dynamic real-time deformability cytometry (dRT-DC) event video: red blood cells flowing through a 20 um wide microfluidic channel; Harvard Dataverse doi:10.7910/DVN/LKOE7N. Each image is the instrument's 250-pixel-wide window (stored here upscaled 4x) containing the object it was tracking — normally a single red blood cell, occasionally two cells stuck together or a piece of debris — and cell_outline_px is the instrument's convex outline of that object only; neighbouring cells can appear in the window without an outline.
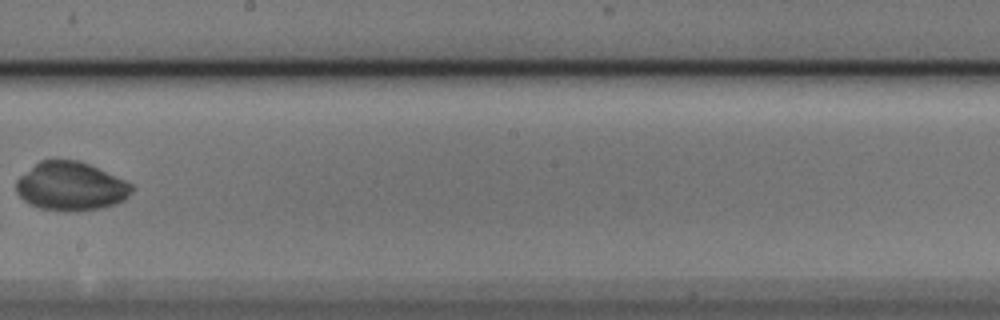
{"species": "Egyptian fruit bat (a non-hibernating species)", "species_latin": "Rousettus aegyptiacus", "temperature_condition": "cold", "stored_images_in_passage": 10, "camera_frame_rate_fps": 3000, "um_per_image_px": 0.085, "animal": {"sex": "male"}, "frame": {"image": 1, "passage_image": 9, "time_ms": 2.667, "image_size_px": [1000, 320], "cell_outline_px": [[136, 188], [124, 200], [116, 204], [100, 208], [72, 212], [64, 212], [40, 208], [24, 200], [16, 192], [16, 180], [20, 176], [40, 160], [76, 160], [88, 164], [124, 180], [132, 184]], "centroid_in_image_um": [6.03, 15.85], "position_along_channel_um": 242.2, "area_um2": 32.66}}
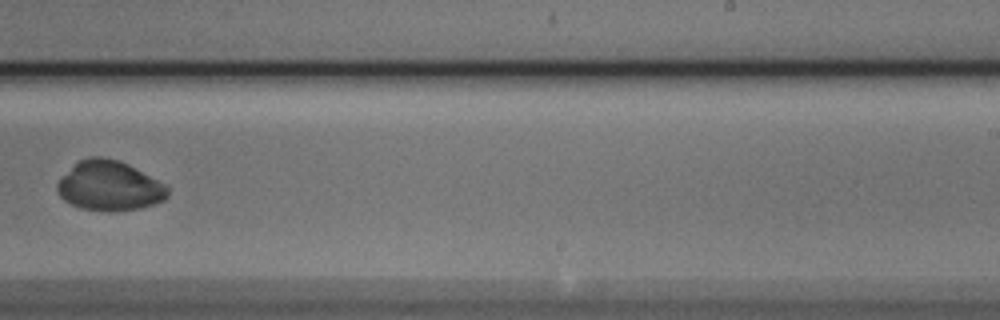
{"frame": {"image": 2, "passage_image": 10, "time_ms": 3.0, "image_size_px": [1000, 320], "cell_outline_px": [[168, 196], [164, 200], [156, 204], [140, 208], [116, 212], [112, 212], [80, 208], [64, 200], [60, 196], [56, 188], [56, 184], [72, 164], [88, 156], [100, 156], [116, 160], [128, 164], [164, 184], [168, 188]], "centroid_in_image_um": [9.28, 15.81], "position_along_channel_um": 279.7, "area_um2": 32.08}}